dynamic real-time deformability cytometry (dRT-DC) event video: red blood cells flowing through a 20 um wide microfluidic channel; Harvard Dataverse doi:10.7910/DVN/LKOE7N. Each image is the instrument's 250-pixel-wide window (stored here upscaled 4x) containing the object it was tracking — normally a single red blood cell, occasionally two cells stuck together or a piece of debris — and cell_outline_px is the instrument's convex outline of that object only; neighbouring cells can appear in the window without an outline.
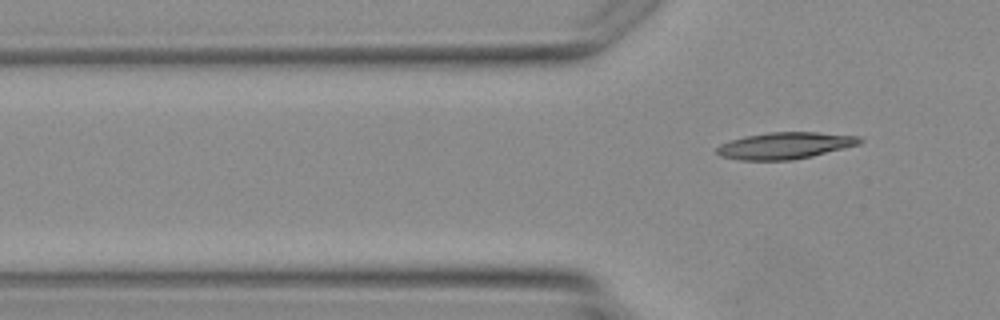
{"species": "Egyptian fruit bat (a non-hibernating species)", "species_latin": "Rousettus aegyptiacus", "temperature_condition": "warm", "stored_images_in_passage": 2, "camera_frame_rate_fps": 3000, "um_per_image_px": 0.085, "animal": {"sex": "female"}, "frame": {"image": 1, "passage_image": 2, "time_ms": 2.0, "image_size_px": [1000, 320], "cell_outline_px": [[864, 140], [860, 144], [812, 156], [792, 160], [740, 160], [720, 156], [716, 152], [716, 148], [720, 144], [744, 136], [772, 132], [816, 132], [860, 136]], "centroid_in_image_um": [66.74, 12.37], "position_along_channel_um": 59.1, "area_um2": 22.2}}